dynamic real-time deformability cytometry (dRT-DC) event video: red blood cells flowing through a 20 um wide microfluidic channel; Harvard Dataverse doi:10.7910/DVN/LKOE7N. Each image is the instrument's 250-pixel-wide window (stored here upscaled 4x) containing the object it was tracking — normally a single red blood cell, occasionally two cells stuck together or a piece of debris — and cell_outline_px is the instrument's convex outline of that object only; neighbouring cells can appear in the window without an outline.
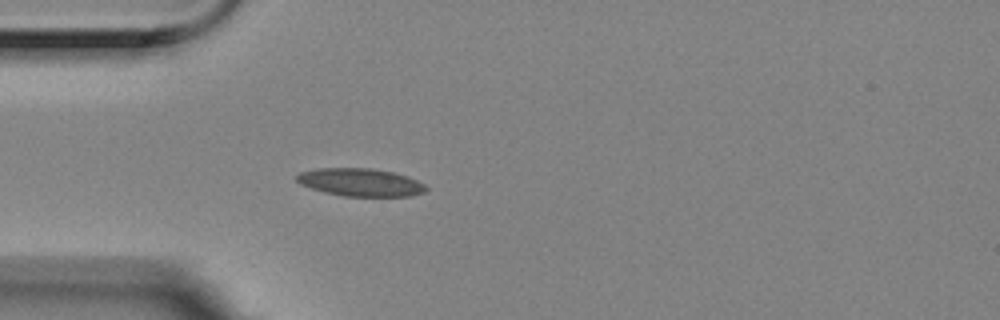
{"species": "Egyptian fruit bat (a non-hibernating species)", "species_latin": "Rousettus aegyptiacus", "temperature_condition": "room temperature", "stored_images_in_passage": 5, "camera_frame_rate_fps": 3000, "um_per_image_px": 0.085, "animal": {"sex": "female"}, "frame": {"image": 1, "passage_image": 5, "time_ms": 1.333, "image_size_px": [1000, 320], "cell_outline_px": [[428, 188], [424, 192], [408, 196], [344, 196], [324, 192], [300, 184], [296, 180], [296, 176], [300, 172], [316, 168], [372, 168], [392, 172], [408, 176], [424, 184]], "centroid_in_image_um": [30.62, 15.49], "position_along_channel_um": 54.4, "area_um2": 20.92}}